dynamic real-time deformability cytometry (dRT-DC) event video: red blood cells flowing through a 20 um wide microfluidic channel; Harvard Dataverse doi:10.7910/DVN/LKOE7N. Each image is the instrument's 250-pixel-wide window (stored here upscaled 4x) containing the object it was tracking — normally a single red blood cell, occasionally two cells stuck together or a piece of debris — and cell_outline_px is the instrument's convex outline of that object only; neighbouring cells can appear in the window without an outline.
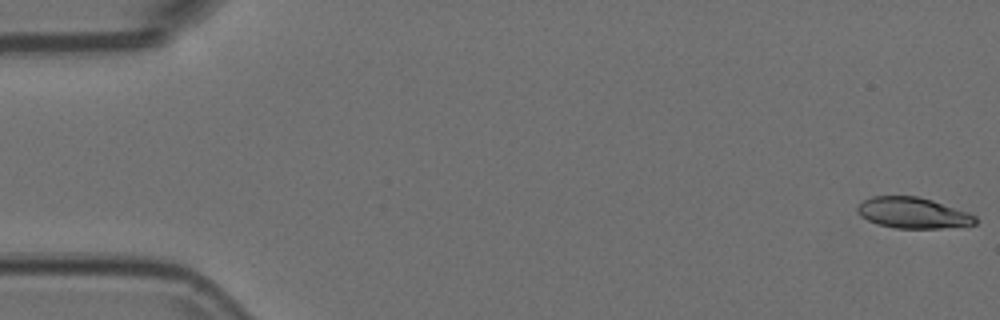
{"species": "Egyptian fruit bat (a non-hibernating species)", "species_latin": "Rousettus aegyptiacus", "temperature_condition": "room temperature", "stored_images_in_passage": 32, "camera_frame_rate_fps": 3000, "um_per_image_px": 0.085, "animal": {"sex": "female"}, "frame": {"image": 1, "passage_image": 1, "time_ms": 0.0, "image_size_px": [1000, 320], "cell_outline_px": [[976, 224], [940, 228], [896, 228], [876, 224], [860, 216], [856, 212], [856, 208], [864, 200], [872, 196], [916, 196], [932, 200], [968, 212], [976, 216]], "centroid_in_image_um": [77.57, 18.09], "position_along_channel_um": 7.4, "area_um2": 21.15}}
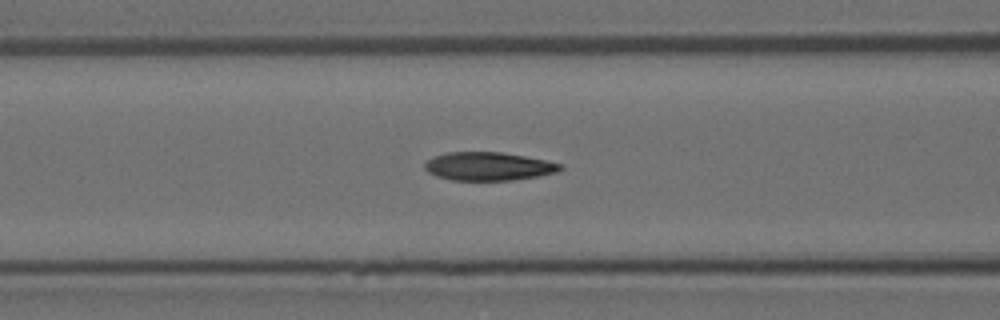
{"frame": {"image": 2, "passage_image": 22, "time_ms": 7.0, "image_size_px": [1000, 320], "cell_outline_px": [[564, 168], [556, 172], [536, 176], [512, 180], [452, 180], [436, 176], [428, 172], [424, 168], [424, 164], [428, 160], [436, 156], [448, 152], [500, 152], [524, 156], [564, 164]], "centroid_in_image_um": [41.52, 14.14], "position_along_channel_um": 125.1, "area_um2": 22.2}}
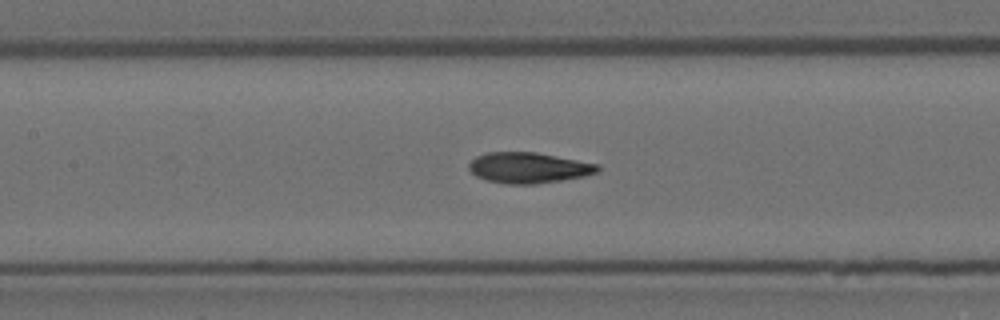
{"frame": {"image": 3, "passage_image": 25, "time_ms": 8.0, "image_size_px": [1000, 320], "cell_outline_px": [[600, 172], [584, 176], [564, 180], [536, 184], [508, 184], [484, 180], [476, 176], [468, 168], [468, 164], [476, 156], [488, 152], [536, 152], [600, 164]], "centroid_in_image_um": [44.95, 14.26], "position_along_channel_um": 162.4, "area_um2": 23.29}}